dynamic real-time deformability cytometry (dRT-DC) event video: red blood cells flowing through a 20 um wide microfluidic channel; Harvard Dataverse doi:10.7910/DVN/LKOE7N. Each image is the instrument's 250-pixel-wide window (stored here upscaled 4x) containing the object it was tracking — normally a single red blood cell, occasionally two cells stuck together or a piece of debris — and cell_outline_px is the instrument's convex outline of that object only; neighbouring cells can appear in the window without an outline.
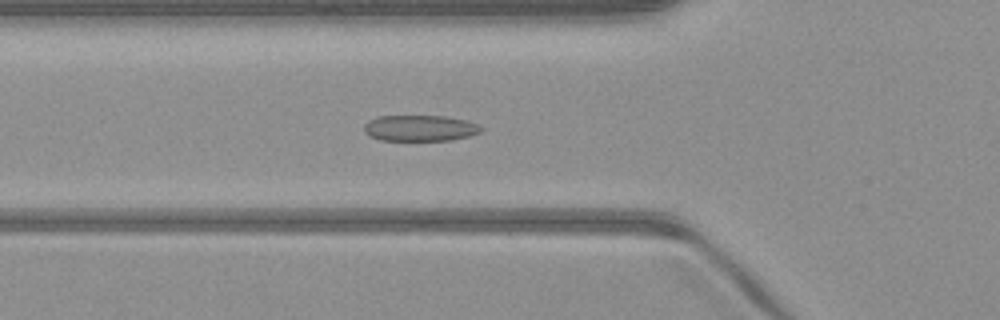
{"species": "common noctule bat (a hibernating species)", "species_latin": "Nyctalus noctula", "temperature_condition": "warm", "stored_images_in_passage": 51, "camera_frame_rate_fps": 3000, "um_per_image_px": 0.085, "animal": {"sex": "male", "body_mass_g": 23.1, "forearm_length_mm": 52.7}, "frame": {"image": 1, "passage_image": 18, "time_ms": 5.667, "image_size_px": [1000, 320], "cell_outline_px": [[484, 128], [480, 132], [468, 136], [452, 140], [380, 140], [368, 136], [364, 132], [364, 124], [368, 120], [376, 116], [448, 116], [464, 120], [476, 124]], "centroid_in_image_um": [35.65, 10.89], "position_along_channel_um": 90.1, "area_um2": 17.8}}
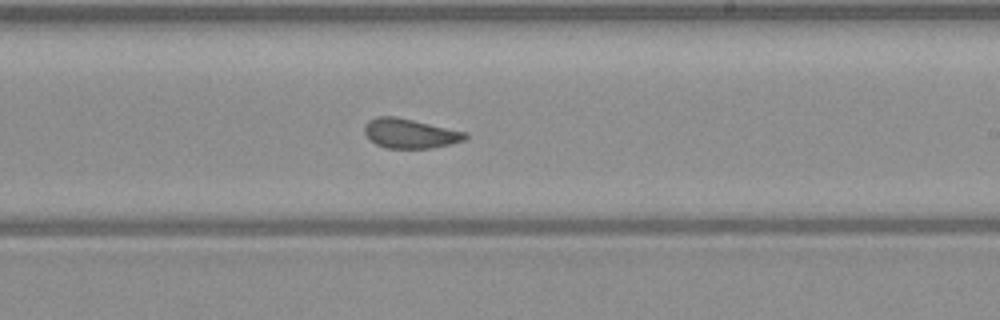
{"frame": {"image": 2, "passage_image": 30, "time_ms": 9.667, "image_size_px": [1000, 320], "cell_outline_px": [[468, 136], [464, 140], [432, 148], [384, 148], [376, 144], [364, 132], [364, 124], [368, 120], [376, 116], [396, 116], [468, 132]], "centroid_in_image_um": [34.84, 11.33], "position_along_channel_um": 254.2, "area_um2": 17.4}}
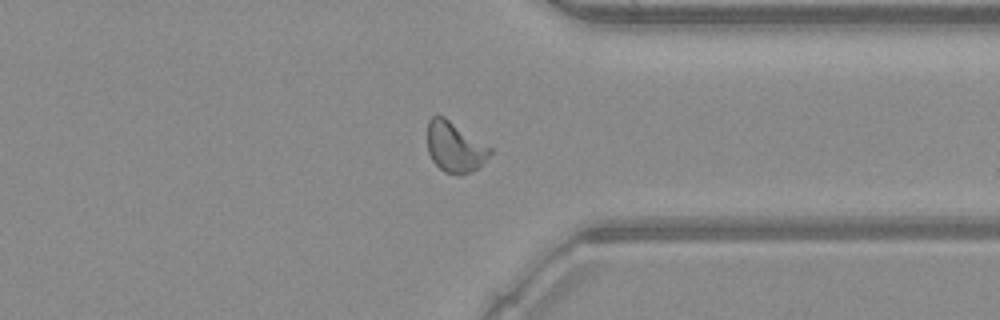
{"frame": {"image": 3, "passage_image": 39, "time_ms": 12.667, "image_size_px": [1000, 320], "cell_outline_px": [[492, 152], [480, 168], [472, 172], [460, 176], [444, 172], [432, 160], [428, 152], [428, 120], [432, 116], [444, 116], [492, 148]], "centroid_in_image_um": [38.68, 12.53], "position_along_channel_um": 372.7, "area_um2": 18.55}, "authors_computed_cell_mechanics": {"area_um2": 18.0914, "velocity_mm_per_s": 4.0811, "shape_relaxation_time_tau1_ms": 6.511, "shape_relaxation_time_tau2_ms": 1.2206, "deformation_change_tau1": 0.1739, "deformation_change_tau2": 0.0816}}